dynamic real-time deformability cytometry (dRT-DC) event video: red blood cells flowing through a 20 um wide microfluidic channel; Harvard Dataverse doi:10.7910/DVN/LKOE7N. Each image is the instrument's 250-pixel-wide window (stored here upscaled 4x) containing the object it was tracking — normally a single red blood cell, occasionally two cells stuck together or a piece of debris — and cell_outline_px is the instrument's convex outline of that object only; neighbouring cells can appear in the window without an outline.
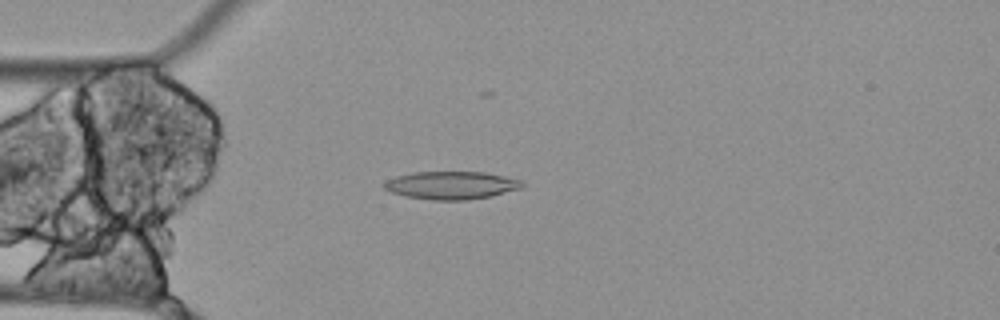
{"species": "Egyptian fruit bat (a non-hibernating species)", "species_latin": "Rousettus aegyptiacus", "temperature_condition": "cold", "stored_images_in_passage": 48, "camera_frame_rate_fps": 3000, "um_per_image_px": 0.085, "animal": {"sex": "female"}, "frame": {"image": 1, "passage_image": 6, "time_ms": 1.667, "image_size_px": [1000, 320], "cell_outline_px": [[524, 184], [520, 188], [492, 196], [468, 200], [432, 200], [404, 196], [392, 192], [384, 188], [384, 180], [396, 176], [412, 172], [484, 172], [524, 180]], "centroid_in_image_um": [38.36, 15.75], "position_along_channel_um": 46.6, "area_um2": 22.54}}
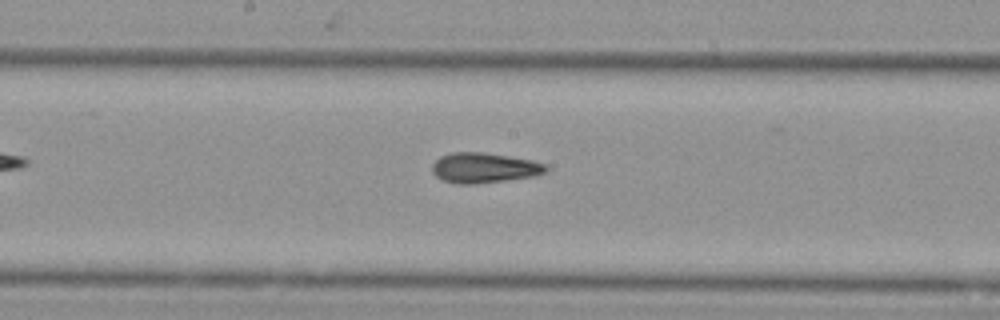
{"frame": {"image": 2, "passage_image": 20, "time_ms": 6.333, "image_size_px": [1000, 320], "cell_outline_px": [[548, 168], [544, 172], [532, 176], [504, 180], [472, 184], [456, 184], [444, 180], [436, 176], [432, 172], [432, 164], [440, 156], [452, 152], [484, 152], [532, 160], [544, 164]], "centroid_in_image_um": [41.1, 14.25], "position_along_channel_um": 207.1, "area_um2": 19.77}}
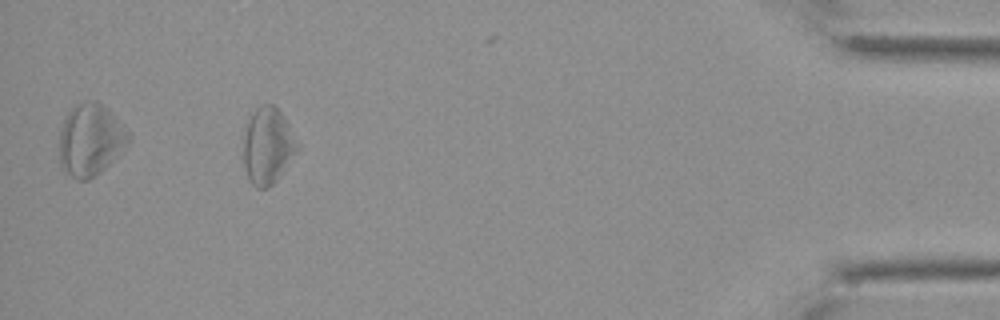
{"frame": {"image": 3, "passage_image": 43, "time_ms": 14.0, "image_size_px": [1000, 320], "cell_outline_px": [[300, 148], [280, 176], [268, 188], [256, 188], [252, 184], [248, 176], [244, 164], [244, 140], [248, 120], [256, 108], [264, 104], [272, 104], [280, 112], [288, 124], [300, 144]], "centroid_in_image_um": [22.79, 12.41], "position_along_channel_um": 412.4, "area_um2": 23.81}, "authors_computed_cell_mechanics": {"area_um2": 21.2993, "velocity_mm_per_s": 3.482, "shape_relaxation_time_tau1_ms": 2.7181, "shape_relaxation_time_tau2_ms": 4.7118, "deformation_change_tau1": 0.051, "deformation_change_tau2": 0.1822}}